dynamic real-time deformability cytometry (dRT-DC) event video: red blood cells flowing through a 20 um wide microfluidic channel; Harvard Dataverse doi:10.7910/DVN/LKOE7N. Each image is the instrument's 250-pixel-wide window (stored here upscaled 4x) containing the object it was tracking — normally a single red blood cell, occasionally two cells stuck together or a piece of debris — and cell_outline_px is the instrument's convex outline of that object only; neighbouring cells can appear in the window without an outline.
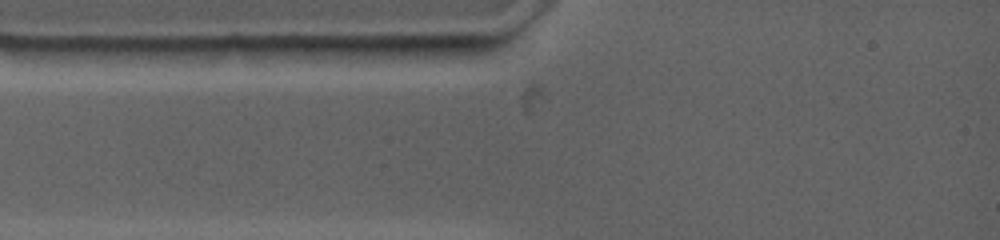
{"species": "common noctule bat (a hibernating species)", "species_latin": "Nyctalus noctula", "temperature_condition": "warm", "stored_images_in_passage": 2, "camera_frame_rate_fps": 4500, "um_per_image_px": 0.085, "animal": {"sex": "female", "body_mass_g": 19.0, "forearm_length_mm": 53.3}, "frame": {"image": 1, "passage_image": 1, "time_ms": 0.0, "image_size_px": [1000, 240], "cell_outline_px": [[460, 44], [424, 56], [380, 64], [348, 56], [340, 48], [384, 44]], "centroid_in_image_um": [33.43, 4.4], "position_along_channel_um": 51.6, "area_um2": 10.17}}